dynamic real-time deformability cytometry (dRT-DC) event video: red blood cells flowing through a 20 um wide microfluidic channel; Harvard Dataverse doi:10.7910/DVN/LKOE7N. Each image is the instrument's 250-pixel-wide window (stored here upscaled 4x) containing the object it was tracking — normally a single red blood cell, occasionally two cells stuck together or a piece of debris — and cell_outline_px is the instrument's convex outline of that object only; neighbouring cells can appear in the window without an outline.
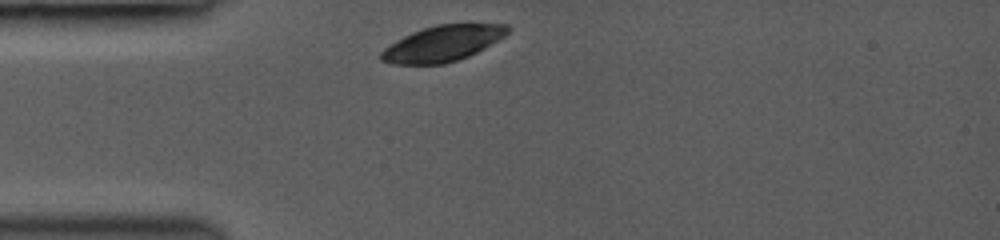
{"species": "common noctule bat (a hibernating species)", "species_latin": "Nyctalus noctula", "temperature_condition": "room temperature", "stored_images_in_passage": 53, "camera_frame_rate_fps": 3000, "um_per_image_px": 0.085, "animal": {"sex": "female", "body_mass_g": 19.0, "forearm_length_mm": 53.3}, "frame": {"image": 1, "passage_image": 1, "time_ms": 0.0, "image_size_px": [1000, 240], "cell_outline_px": [[512, 28], [504, 36], [484, 48], [468, 56], [444, 64], [392, 64], [380, 60], [380, 52], [384, 48], [396, 40], [412, 32], [436, 24], [508, 24]], "centroid_in_image_um": [37.61, 3.69], "position_along_channel_um": 47.4, "area_um2": 26.24}}
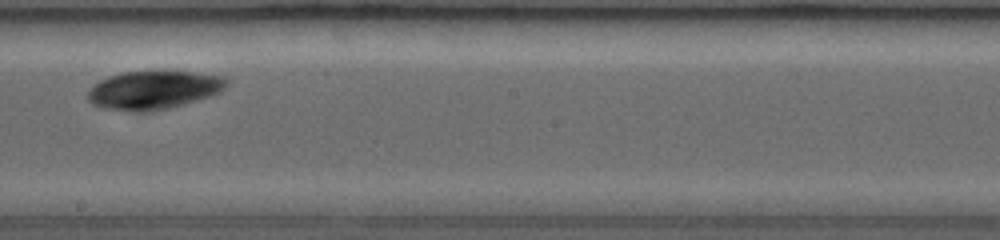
{"frame": {"image": 2, "passage_image": 25, "time_ms": 5.0, "image_size_px": [1000, 240], "cell_outline_px": [[228, 84], [220, 92], [196, 100], [168, 108], [152, 112], [136, 112], [104, 108], [92, 104], [88, 100], [88, 88], [100, 80], [108, 76], [120, 72], [168, 68], [176, 68], [224, 76], [228, 80]], "centroid_in_image_um": [13.07, 7.58], "position_along_channel_um": 235.1, "area_um2": 32.37}}
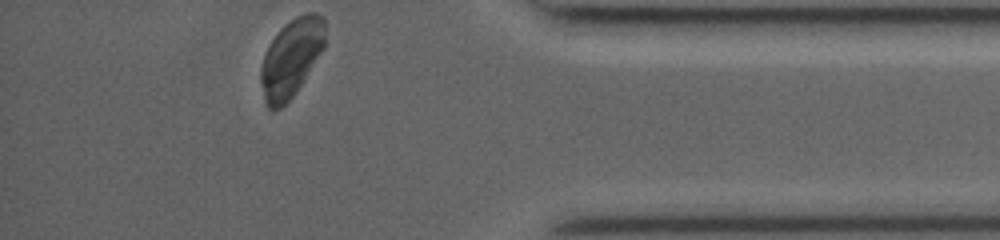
{"frame": {"image": 3, "passage_image": 52, "time_ms": 9.667, "image_size_px": [1000, 240], "cell_outline_px": [[324, 48], [296, 92], [280, 108], [272, 112], [268, 108], [264, 100], [260, 80], [260, 68], [264, 52], [268, 44], [276, 32], [284, 24], [296, 16], [304, 12], [316, 12], [324, 16]], "centroid_in_image_um": [24.72, 4.9], "position_along_channel_um": 410.5, "area_um2": 29.54}, "authors_computed_cell_mechanics": {"area_um2": 29.8826, "velocity_mm_per_s": 4.0751, "shape_relaxation_time_tau1_ms": null, "shape_relaxation_time_tau2_ms": 5.5981, "deformation_change_tau1": null, "deformation_change_tau2": 0.0275}}